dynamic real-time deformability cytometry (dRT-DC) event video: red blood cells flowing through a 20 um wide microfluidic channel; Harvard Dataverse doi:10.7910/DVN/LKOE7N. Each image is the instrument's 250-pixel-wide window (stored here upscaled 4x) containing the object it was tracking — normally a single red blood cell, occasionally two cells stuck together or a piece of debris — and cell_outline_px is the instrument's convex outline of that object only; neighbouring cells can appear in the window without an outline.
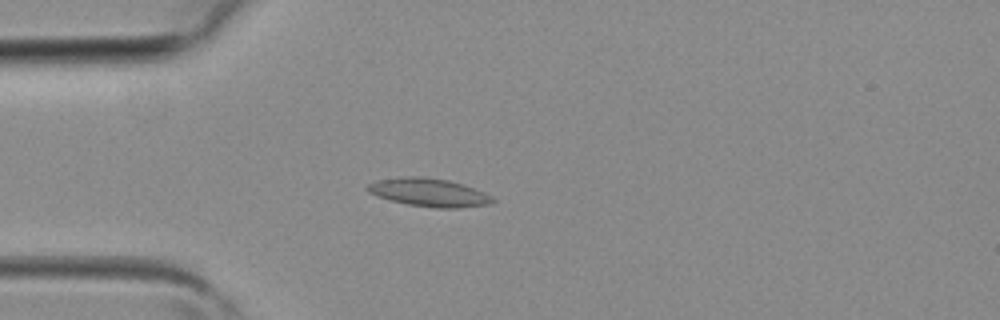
{"species": "common noctule bat (a hibernating species)", "species_latin": "Nyctalus noctula", "temperature_condition": "room temperature", "stored_images_in_passage": 4, "camera_frame_rate_fps": 3000, "um_per_image_px": 0.085, "animal": {"sex": "female", "body_mass_g": 19.3, "forearm_length_mm": 54.1}, "frame": {"image": 1, "passage_image": 4, "time_ms": 1.0, "image_size_px": [1000, 320], "cell_outline_px": [[496, 200], [492, 204], [460, 208], [432, 208], [408, 204], [376, 196], [368, 192], [364, 188], [368, 184], [376, 180], [400, 176], [420, 176], [448, 180], [464, 184], [484, 192], [492, 196]], "centroid_in_image_um": [36.46, 16.35], "position_along_channel_um": 48.5, "area_um2": 20.87}}